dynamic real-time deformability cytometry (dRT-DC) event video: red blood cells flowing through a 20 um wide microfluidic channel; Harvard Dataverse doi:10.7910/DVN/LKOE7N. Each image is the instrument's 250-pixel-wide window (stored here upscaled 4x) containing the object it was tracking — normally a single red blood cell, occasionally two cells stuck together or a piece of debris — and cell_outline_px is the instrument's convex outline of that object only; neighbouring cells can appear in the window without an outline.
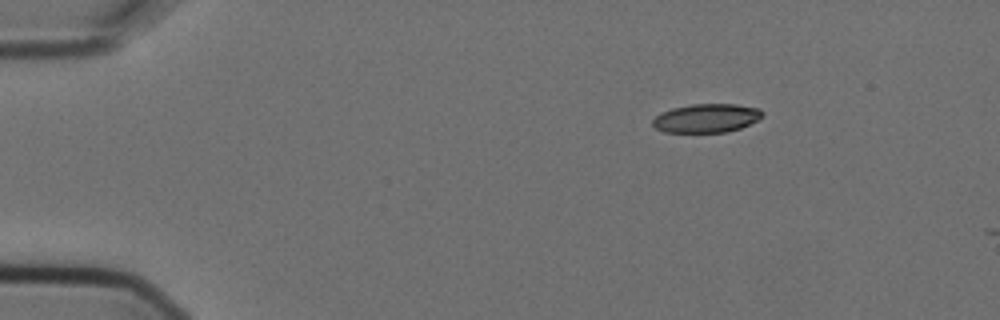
{"species": "Egyptian fruit bat (a non-hibernating species)", "species_latin": "Rousettus aegyptiacus", "temperature_condition": "cold", "stored_images_in_passage": 6, "segment_of_instrument_passage": [2, 2], "camera_frame_rate_fps": 3000, "um_per_image_px": 0.085, "animal": {"sex": "female"}, "frame": {"image": 1, "passage_image": 6, "time_ms": 1.667, "image_size_px": [1000, 320], "cell_outline_px": [[764, 116], [740, 128], [728, 132], [664, 132], [656, 128], [652, 124], [652, 120], [660, 112], [672, 108], [692, 104], [736, 104], [760, 108], [764, 112]], "centroid_in_image_um": [60.05, 10.03], "position_along_channel_um": 24.9, "area_um2": 18.44}}